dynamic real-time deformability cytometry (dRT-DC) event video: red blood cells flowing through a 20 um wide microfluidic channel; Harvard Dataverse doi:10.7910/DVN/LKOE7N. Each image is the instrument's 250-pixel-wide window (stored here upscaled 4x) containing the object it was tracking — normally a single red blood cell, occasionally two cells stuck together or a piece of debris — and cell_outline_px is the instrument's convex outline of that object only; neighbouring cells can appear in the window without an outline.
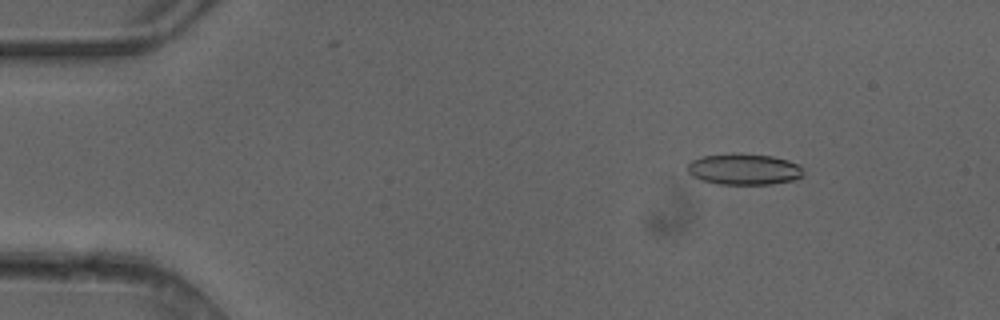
{"species": "common noctule bat (a hibernating species)", "species_latin": "Nyctalus noctula", "temperature_condition": "cold", "stored_images_in_passage": 4, "camera_frame_rate_fps": 3000, "um_per_image_px": 0.085, "animal": {"sex": "female"}, "frame": {"image": 1, "passage_image": 2, "time_ms": 0.333, "image_size_px": [1000, 320], "cell_outline_px": [[804, 176], [792, 180], [772, 184], [720, 184], [700, 180], [692, 176], [688, 172], [688, 164], [692, 160], [704, 156], [772, 156], [788, 160], [800, 164], [804, 172]], "centroid_in_image_um": [63.29, 14.43], "position_along_channel_um": 21.7, "area_um2": 20.29}}